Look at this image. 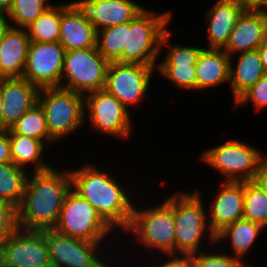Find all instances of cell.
<instances>
[{"label":"cell","mask_w":267,"mask_h":267,"mask_svg":"<svg viewBox=\"0 0 267 267\" xmlns=\"http://www.w3.org/2000/svg\"><path fill=\"white\" fill-rule=\"evenodd\" d=\"M71 188L69 169L60 171L53 166L43 172L30 171L22 202L17 208L18 228L38 231L53 229Z\"/></svg>","instance_id":"obj_1"},{"label":"cell","mask_w":267,"mask_h":267,"mask_svg":"<svg viewBox=\"0 0 267 267\" xmlns=\"http://www.w3.org/2000/svg\"><path fill=\"white\" fill-rule=\"evenodd\" d=\"M103 170L94 163L70 169L72 189L86 199L113 230L126 232L135 202L133 193L127 192L126 186L122 187L124 184L111 172Z\"/></svg>","instance_id":"obj_2"},{"label":"cell","mask_w":267,"mask_h":267,"mask_svg":"<svg viewBox=\"0 0 267 267\" xmlns=\"http://www.w3.org/2000/svg\"><path fill=\"white\" fill-rule=\"evenodd\" d=\"M202 197V192H198V190H193L191 193L182 190L165 199L173 209L175 254H194L205 250L203 249L204 239L206 240L207 237L210 245L206 246H216L215 235L208 224L207 209L205 208L207 205H204L205 201Z\"/></svg>","instance_id":"obj_3"},{"label":"cell","mask_w":267,"mask_h":267,"mask_svg":"<svg viewBox=\"0 0 267 267\" xmlns=\"http://www.w3.org/2000/svg\"><path fill=\"white\" fill-rule=\"evenodd\" d=\"M171 11L156 13L145 7L130 22H126V44L120 63H137L157 67L161 56V40L172 19Z\"/></svg>","instance_id":"obj_4"},{"label":"cell","mask_w":267,"mask_h":267,"mask_svg":"<svg viewBox=\"0 0 267 267\" xmlns=\"http://www.w3.org/2000/svg\"><path fill=\"white\" fill-rule=\"evenodd\" d=\"M133 205L132 218L126 234H135L138 244L157 250L163 256L175 254V220L172 207L164 200L159 206L143 207ZM129 232V233H128ZM151 249V250H150ZM161 253H160V252Z\"/></svg>","instance_id":"obj_5"},{"label":"cell","mask_w":267,"mask_h":267,"mask_svg":"<svg viewBox=\"0 0 267 267\" xmlns=\"http://www.w3.org/2000/svg\"><path fill=\"white\" fill-rule=\"evenodd\" d=\"M265 154L250 144L231 139L201 153L200 161L214 168L225 179L220 181H254Z\"/></svg>","instance_id":"obj_6"},{"label":"cell","mask_w":267,"mask_h":267,"mask_svg":"<svg viewBox=\"0 0 267 267\" xmlns=\"http://www.w3.org/2000/svg\"><path fill=\"white\" fill-rule=\"evenodd\" d=\"M38 103L45 113L50 136L60 142L85 121L84 95L60 87L42 88Z\"/></svg>","instance_id":"obj_7"},{"label":"cell","mask_w":267,"mask_h":267,"mask_svg":"<svg viewBox=\"0 0 267 267\" xmlns=\"http://www.w3.org/2000/svg\"><path fill=\"white\" fill-rule=\"evenodd\" d=\"M54 229L70 237L105 244L104 239L116 232L101 218L97 210L72 188L65 196Z\"/></svg>","instance_id":"obj_8"},{"label":"cell","mask_w":267,"mask_h":267,"mask_svg":"<svg viewBox=\"0 0 267 267\" xmlns=\"http://www.w3.org/2000/svg\"><path fill=\"white\" fill-rule=\"evenodd\" d=\"M108 65L97 47L66 51L60 88L82 95L104 89Z\"/></svg>","instance_id":"obj_9"},{"label":"cell","mask_w":267,"mask_h":267,"mask_svg":"<svg viewBox=\"0 0 267 267\" xmlns=\"http://www.w3.org/2000/svg\"><path fill=\"white\" fill-rule=\"evenodd\" d=\"M85 120L96 133L112 137L130 138L133 124L128 110L116 97L105 89L84 95Z\"/></svg>","instance_id":"obj_10"},{"label":"cell","mask_w":267,"mask_h":267,"mask_svg":"<svg viewBox=\"0 0 267 267\" xmlns=\"http://www.w3.org/2000/svg\"><path fill=\"white\" fill-rule=\"evenodd\" d=\"M44 235L52 267H113L104 259L102 243L70 237L54 228L45 229Z\"/></svg>","instance_id":"obj_11"},{"label":"cell","mask_w":267,"mask_h":267,"mask_svg":"<svg viewBox=\"0 0 267 267\" xmlns=\"http://www.w3.org/2000/svg\"><path fill=\"white\" fill-rule=\"evenodd\" d=\"M157 67L137 63L111 62L106 73L104 89L116 97L128 110L146 99ZM133 105V106H132Z\"/></svg>","instance_id":"obj_12"},{"label":"cell","mask_w":267,"mask_h":267,"mask_svg":"<svg viewBox=\"0 0 267 267\" xmlns=\"http://www.w3.org/2000/svg\"><path fill=\"white\" fill-rule=\"evenodd\" d=\"M0 267H52L44 230L18 228L0 245Z\"/></svg>","instance_id":"obj_13"},{"label":"cell","mask_w":267,"mask_h":267,"mask_svg":"<svg viewBox=\"0 0 267 267\" xmlns=\"http://www.w3.org/2000/svg\"><path fill=\"white\" fill-rule=\"evenodd\" d=\"M65 52L59 42H30L22 78L39 89L60 87Z\"/></svg>","instance_id":"obj_14"},{"label":"cell","mask_w":267,"mask_h":267,"mask_svg":"<svg viewBox=\"0 0 267 267\" xmlns=\"http://www.w3.org/2000/svg\"><path fill=\"white\" fill-rule=\"evenodd\" d=\"M173 33L168 29L161 40V50L165 47L166 54L158 62L156 70L176 88L196 90V63L204 47H192L170 44L169 38ZM168 45V46H167Z\"/></svg>","instance_id":"obj_15"},{"label":"cell","mask_w":267,"mask_h":267,"mask_svg":"<svg viewBox=\"0 0 267 267\" xmlns=\"http://www.w3.org/2000/svg\"><path fill=\"white\" fill-rule=\"evenodd\" d=\"M71 3L96 31L130 22L145 8L133 0H74Z\"/></svg>","instance_id":"obj_16"},{"label":"cell","mask_w":267,"mask_h":267,"mask_svg":"<svg viewBox=\"0 0 267 267\" xmlns=\"http://www.w3.org/2000/svg\"><path fill=\"white\" fill-rule=\"evenodd\" d=\"M221 187L215 193L213 201L207 207L208 224L216 235L224 227L243 218L244 193L243 182L220 181ZM209 209V210H208Z\"/></svg>","instance_id":"obj_17"},{"label":"cell","mask_w":267,"mask_h":267,"mask_svg":"<svg viewBox=\"0 0 267 267\" xmlns=\"http://www.w3.org/2000/svg\"><path fill=\"white\" fill-rule=\"evenodd\" d=\"M2 129H9L38 103L40 89L23 78L0 79Z\"/></svg>","instance_id":"obj_18"},{"label":"cell","mask_w":267,"mask_h":267,"mask_svg":"<svg viewBox=\"0 0 267 267\" xmlns=\"http://www.w3.org/2000/svg\"><path fill=\"white\" fill-rule=\"evenodd\" d=\"M267 40V15L264 11L245 10L238 18L224 50L233 55L257 50Z\"/></svg>","instance_id":"obj_19"},{"label":"cell","mask_w":267,"mask_h":267,"mask_svg":"<svg viewBox=\"0 0 267 267\" xmlns=\"http://www.w3.org/2000/svg\"><path fill=\"white\" fill-rule=\"evenodd\" d=\"M29 44L26 29L8 26L0 40V79L22 78Z\"/></svg>","instance_id":"obj_20"},{"label":"cell","mask_w":267,"mask_h":267,"mask_svg":"<svg viewBox=\"0 0 267 267\" xmlns=\"http://www.w3.org/2000/svg\"><path fill=\"white\" fill-rule=\"evenodd\" d=\"M97 31L69 1L61 2L59 43L66 51L96 47Z\"/></svg>","instance_id":"obj_21"},{"label":"cell","mask_w":267,"mask_h":267,"mask_svg":"<svg viewBox=\"0 0 267 267\" xmlns=\"http://www.w3.org/2000/svg\"><path fill=\"white\" fill-rule=\"evenodd\" d=\"M206 15L207 48L224 49L238 18L245 9L237 0H217Z\"/></svg>","instance_id":"obj_22"},{"label":"cell","mask_w":267,"mask_h":267,"mask_svg":"<svg viewBox=\"0 0 267 267\" xmlns=\"http://www.w3.org/2000/svg\"><path fill=\"white\" fill-rule=\"evenodd\" d=\"M230 56L224 49L203 48L196 63V90L229 84Z\"/></svg>","instance_id":"obj_23"},{"label":"cell","mask_w":267,"mask_h":267,"mask_svg":"<svg viewBox=\"0 0 267 267\" xmlns=\"http://www.w3.org/2000/svg\"><path fill=\"white\" fill-rule=\"evenodd\" d=\"M237 62L230 58L229 84L235 102L245 91L266 75L258 50L238 53Z\"/></svg>","instance_id":"obj_24"},{"label":"cell","mask_w":267,"mask_h":267,"mask_svg":"<svg viewBox=\"0 0 267 267\" xmlns=\"http://www.w3.org/2000/svg\"><path fill=\"white\" fill-rule=\"evenodd\" d=\"M8 133L12 162L15 165L28 171L31 168L32 172H43L53 167L52 163L49 164L43 159L46 144L41 140L14 133L10 128Z\"/></svg>","instance_id":"obj_25"},{"label":"cell","mask_w":267,"mask_h":267,"mask_svg":"<svg viewBox=\"0 0 267 267\" xmlns=\"http://www.w3.org/2000/svg\"><path fill=\"white\" fill-rule=\"evenodd\" d=\"M265 229L261 224L251 222L247 219H239L236 222L224 227L215 235L216 245L220 241H230V248L234 257L245 260L250 249L258 239L261 231ZM225 239V240H224ZM228 239V240H227Z\"/></svg>","instance_id":"obj_26"},{"label":"cell","mask_w":267,"mask_h":267,"mask_svg":"<svg viewBox=\"0 0 267 267\" xmlns=\"http://www.w3.org/2000/svg\"><path fill=\"white\" fill-rule=\"evenodd\" d=\"M29 173L13 162L0 163V199L18 208L24 196Z\"/></svg>","instance_id":"obj_27"},{"label":"cell","mask_w":267,"mask_h":267,"mask_svg":"<svg viewBox=\"0 0 267 267\" xmlns=\"http://www.w3.org/2000/svg\"><path fill=\"white\" fill-rule=\"evenodd\" d=\"M60 21L61 2H54L26 28L30 42H59Z\"/></svg>","instance_id":"obj_28"},{"label":"cell","mask_w":267,"mask_h":267,"mask_svg":"<svg viewBox=\"0 0 267 267\" xmlns=\"http://www.w3.org/2000/svg\"><path fill=\"white\" fill-rule=\"evenodd\" d=\"M10 129L14 133L41 140L46 145L57 143L50 136L45 113L39 103L28 110Z\"/></svg>","instance_id":"obj_29"},{"label":"cell","mask_w":267,"mask_h":267,"mask_svg":"<svg viewBox=\"0 0 267 267\" xmlns=\"http://www.w3.org/2000/svg\"><path fill=\"white\" fill-rule=\"evenodd\" d=\"M125 44L126 23L97 31V50L109 63L121 58Z\"/></svg>","instance_id":"obj_30"},{"label":"cell","mask_w":267,"mask_h":267,"mask_svg":"<svg viewBox=\"0 0 267 267\" xmlns=\"http://www.w3.org/2000/svg\"><path fill=\"white\" fill-rule=\"evenodd\" d=\"M243 218L267 229V196L255 181L243 182Z\"/></svg>","instance_id":"obj_31"},{"label":"cell","mask_w":267,"mask_h":267,"mask_svg":"<svg viewBox=\"0 0 267 267\" xmlns=\"http://www.w3.org/2000/svg\"><path fill=\"white\" fill-rule=\"evenodd\" d=\"M53 4L49 0H13L7 14L9 26L26 29Z\"/></svg>","instance_id":"obj_32"},{"label":"cell","mask_w":267,"mask_h":267,"mask_svg":"<svg viewBox=\"0 0 267 267\" xmlns=\"http://www.w3.org/2000/svg\"><path fill=\"white\" fill-rule=\"evenodd\" d=\"M206 250L192 254L194 267H248L249 266V264L245 260H242L240 258L231 255L232 254L231 251L229 254L226 253L223 249H222L223 252H219V249L216 252L211 247L207 248Z\"/></svg>","instance_id":"obj_33"},{"label":"cell","mask_w":267,"mask_h":267,"mask_svg":"<svg viewBox=\"0 0 267 267\" xmlns=\"http://www.w3.org/2000/svg\"><path fill=\"white\" fill-rule=\"evenodd\" d=\"M252 103L255 111L267 107V74L261 77L252 87L245 91L235 102L234 107Z\"/></svg>","instance_id":"obj_34"},{"label":"cell","mask_w":267,"mask_h":267,"mask_svg":"<svg viewBox=\"0 0 267 267\" xmlns=\"http://www.w3.org/2000/svg\"><path fill=\"white\" fill-rule=\"evenodd\" d=\"M17 229V208L0 199V245Z\"/></svg>","instance_id":"obj_35"},{"label":"cell","mask_w":267,"mask_h":267,"mask_svg":"<svg viewBox=\"0 0 267 267\" xmlns=\"http://www.w3.org/2000/svg\"><path fill=\"white\" fill-rule=\"evenodd\" d=\"M166 256H168L166 260L162 259L163 257L160 256L159 258L158 256L157 259L161 260H158V263L160 264L156 267H194L192 254H168Z\"/></svg>","instance_id":"obj_36"},{"label":"cell","mask_w":267,"mask_h":267,"mask_svg":"<svg viewBox=\"0 0 267 267\" xmlns=\"http://www.w3.org/2000/svg\"><path fill=\"white\" fill-rule=\"evenodd\" d=\"M12 162L8 129L0 128V163Z\"/></svg>","instance_id":"obj_37"},{"label":"cell","mask_w":267,"mask_h":267,"mask_svg":"<svg viewBox=\"0 0 267 267\" xmlns=\"http://www.w3.org/2000/svg\"><path fill=\"white\" fill-rule=\"evenodd\" d=\"M245 10L264 11L267 7V0H237Z\"/></svg>","instance_id":"obj_38"},{"label":"cell","mask_w":267,"mask_h":267,"mask_svg":"<svg viewBox=\"0 0 267 267\" xmlns=\"http://www.w3.org/2000/svg\"><path fill=\"white\" fill-rule=\"evenodd\" d=\"M254 181L267 196V157L263 160L259 173L256 175Z\"/></svg>","instance_id":"obj_39"},{"label":"cell","mask_w":267,"mask_h":267,"mask_svg":"<svg viewBox=\"0 0 267 267\" xmlns=\"http://www.w3.org/2000/svg\"><path fill=\"white\" fill-rule=\"evenodd\" d=\"M257 50H258L261 62L263 64L265 73L267 74V40Z\"/></svg>","instance_id":"obj_40"},{"label":"cell","mask_w":267,"mask_h":267,"mask_svg":"<svg viewBox=\"0 0 267 267\" xmlns=\"http://www.w3.org/2000/svg\"><path fill=\"white\" fill-rule=\"evenodd\" d=\"M13 5V0H0V13L7 16Z\"/></svg>","instance_id":"obj_41"},{"label":"cell","mask_w":267,"mask_h":267,"mask_svg":"<svg viewBox=\"0 0 267 267\" xmlns=\"http://www.w3.org/2000/svg\"><path fill=\"white\" fill-rule=\"evenodd\" d=\"M8 26H9V22H8L7 16L0 13V40H1L3 33L8 28Z\"/></svg>","instance_id":"obj_42"},{"label":"cell","mask_w":267,"mask_h":267,"mask_svg":"<svg viewBox=\"0 0 267 267\" xmlns=\"http://www.w3.org/2000/svg\"><path fill=\"white\" fill-rule=\"evenodd\" d=\"M2 106H3V100L1 96V91H0V128L2 129Z\"/></svg>","instance_id":"obj_43"},{"label":"cell","mask_w":267,"mask_h":267,"mask_svg":"<svg viewBox=\"0 0 267 267\" xmlns=\"http://www.w3.org/2000/svg\"><path fill=\"white\" fill-rule=\"evenodd\" d=\"M264 12H265V14L267 15V7L265 8Z\"/></svg>","instance_id":"obj_44"}]
</instances>
